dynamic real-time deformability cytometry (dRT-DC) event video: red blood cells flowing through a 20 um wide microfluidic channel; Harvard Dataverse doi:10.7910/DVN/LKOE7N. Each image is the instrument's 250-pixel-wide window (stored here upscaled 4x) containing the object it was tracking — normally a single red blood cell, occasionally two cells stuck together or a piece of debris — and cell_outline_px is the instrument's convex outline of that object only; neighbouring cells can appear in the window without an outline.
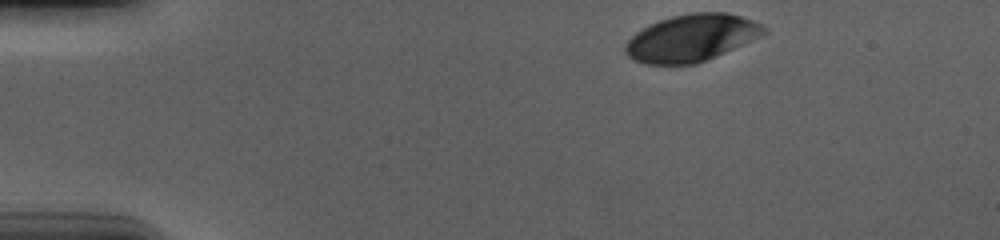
{"species": "human", "species_latin": "Homo sapiens", "temperature_condition": "cold", "stored_images_in_passage": 39, "camera_frame_rate_fps": 3000, "um_per_image_px": 0.085, "donor": {"sex": "male"}, "frame": {"image": 1, "passage_image": 1, "time_ms": 0.0, "image_size_px": [1000, 240], "cell_outline_px": [[768, 32], [760, 36], [724, 52], [696, 64], [644, 64], [628, 56], [624, 52], [624, 44], [636, 32], [648, 24], [672, 16], [692, 12], [728, 12], [752, 20], [768, 28]], "centroid_in_image_um": [58.75, 3.21], "position_along_channel_um": 26.3, "area_um2": 37.8}}
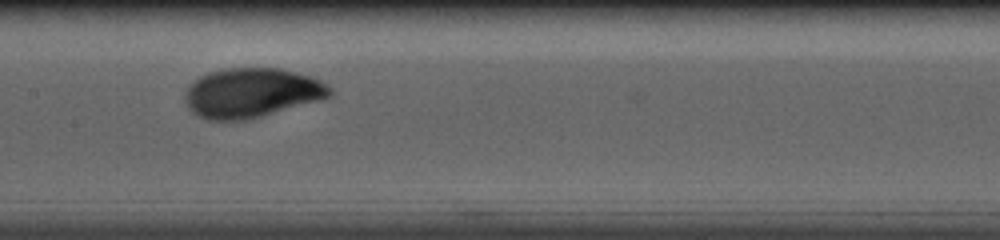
{"frame": {"image": 2, "passage_image": 21, "time_ms": 6.667, "image_size_px": [1000, 240], "cell_outline_px": [[332, 96], [320, 100], [248, 120], [208, 120], [192, 112], [188, 108], [184, 100], [184, 96], [188, 88], [200, 76], [208, 72], [224, 68], [280, 68], [296, 72], [320, 80], [332, 88]], "centroid_in_image_um": [21.39, 7.89], "position_along_channel_um": 186.0, "area_um2": 41.79}}
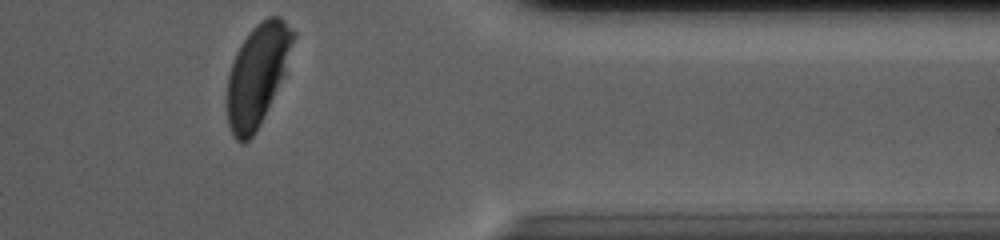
{"frame": {"image": 3, "passage_image": 39, "time_ms": 12.667, "image_size_px": [1000, 240], "cell_outline_px": [[296, 36], [284, 72], [260, 124], [256, 132], [248, 140], [236, 140], [228, 124], [228, 76], [236, 52], [252, 28], [260, 20], [268, 16], [280, 16], [296, 32]], "centroid_in_image_um": [21.89, 6.3], "position_along_channel_um": 389.5, "area_um2": 38.09}, "authors_computed_cell_mechanics": {"area_um2": 41.038, "velocity_mm_per_s": 3.6512, "shape_relaxation_time_tau1_ms": 3.7676, "shape_relaxation_time_tau2_ms": null, "deformation_change_tau1": 0.1541, "deformation_change_tau2": null}}